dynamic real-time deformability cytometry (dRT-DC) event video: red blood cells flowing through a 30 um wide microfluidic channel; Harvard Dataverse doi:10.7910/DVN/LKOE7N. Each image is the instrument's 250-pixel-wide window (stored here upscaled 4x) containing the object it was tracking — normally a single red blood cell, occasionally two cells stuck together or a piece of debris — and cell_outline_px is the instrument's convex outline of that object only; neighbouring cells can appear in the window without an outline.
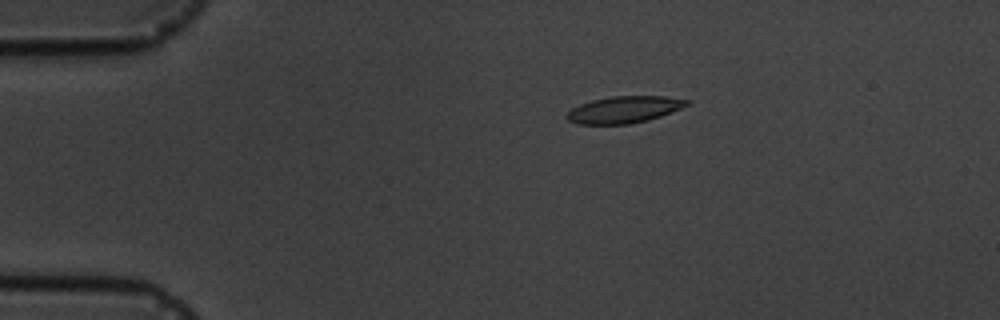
{"species": "common noctule bat (a hibernating species)", "species_latin": "Nyctalus noctula", "temperature_condition": "cold", "stored_images_in_passage": 5, "camera_frame_rate_fps": 3000, "um_per_image_px": 0.085, "animal": {"sex": "male", "body_mass_g": 19.5, "forearm_length_mm": 54.6}, "frame": {"image": 1, "passage_image": 3, "time_ms": 2.333, "image_size_px": [1000, 320], "cell_outline_px": [[692, 104], [660, 116], [648, 120], [628, 124], [576, 124], [568, 120], [564, 116], [572, 108], [580, 104], [592, 100], [612, 96], [664, 96], [692, 100]], "centroid_in_image_um": [53.07, 9.31], "position_along_channel_um": 31.9, "area_um2": 18.84}}